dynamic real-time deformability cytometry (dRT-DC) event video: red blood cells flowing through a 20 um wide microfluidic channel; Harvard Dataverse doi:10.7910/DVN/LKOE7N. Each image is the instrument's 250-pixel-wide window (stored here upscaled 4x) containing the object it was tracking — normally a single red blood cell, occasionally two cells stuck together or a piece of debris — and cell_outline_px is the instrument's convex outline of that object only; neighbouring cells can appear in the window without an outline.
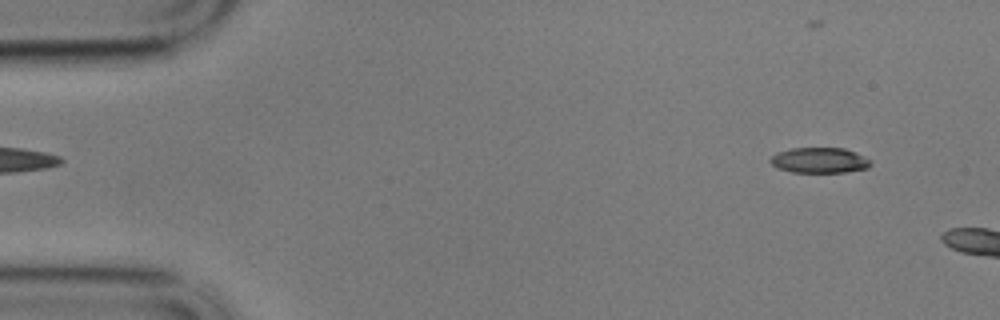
{"species": "common noctule bat (a hibernating species)", "species_latin": "Nyctalus noctula", "temperature_condition": "cold", "stored_images_in_passage": 8, "camera_frame_rate_fps": 3000, "um_per_image_px": 0.085, "animal": {"sex": "male", "body_mass_g": 17.9}, "frame": {"image": 1, "passage_image": 4, "time_ms": 1.0, "image_size_px": [1000, 320], "cell_outline_px": [[872, 164], [868, 168], [844, 172], [792, 172], [776, 168], [768, 160], [776, 152], [792, 148], [844, 148], [856, 152], [872, 160]], "centroid_in_image_um": [69.66, 13.62], "position_along_channel_um": 15.3, "area_um2": 15.03}}